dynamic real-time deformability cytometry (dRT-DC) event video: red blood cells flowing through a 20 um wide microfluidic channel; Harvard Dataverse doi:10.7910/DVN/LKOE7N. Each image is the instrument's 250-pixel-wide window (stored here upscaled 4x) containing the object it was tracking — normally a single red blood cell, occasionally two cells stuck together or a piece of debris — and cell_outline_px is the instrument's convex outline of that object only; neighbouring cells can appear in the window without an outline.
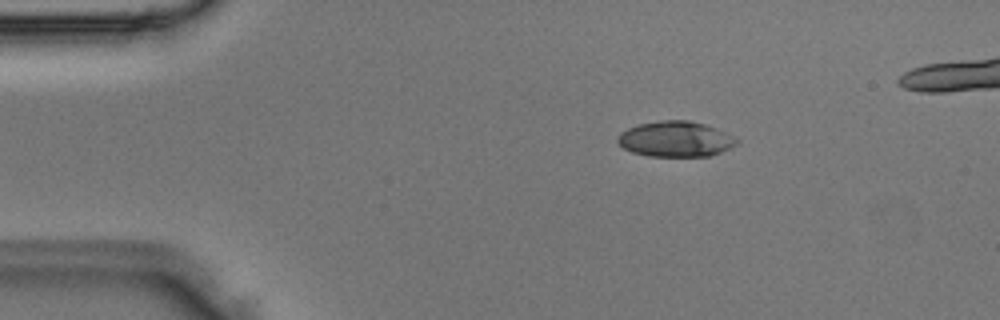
{"species": "Egyptian fruit bat (a non-hibernating species)", "species_latin": "Rousettus aegyptiacus", "temperature_condition": "room temperature", "stored_images_in_passage": 4, "camera_frame_rate_fps": 3000, "um_per_image_px": 0.085, "animal": {"sex": "male"}, "frame": {"image": 1, "passage_image": 2, "time_ms": 0.333, "image_size_px": [1000, 320], "cell_outline_px": [[740, 140], [736, 144], [720, 152], [708, 156], [648, 156], [632, 152], [624, 148], [616, 140], [616, 136], [620, 132], [628, 128], [640, 124], [660, 120], [688, 120], [704, 124], [716, 128]], "centroid_in_image_um": [57.39, 11.82], "position_along_channel_um": 27.6, "area_um2": 24.51}}